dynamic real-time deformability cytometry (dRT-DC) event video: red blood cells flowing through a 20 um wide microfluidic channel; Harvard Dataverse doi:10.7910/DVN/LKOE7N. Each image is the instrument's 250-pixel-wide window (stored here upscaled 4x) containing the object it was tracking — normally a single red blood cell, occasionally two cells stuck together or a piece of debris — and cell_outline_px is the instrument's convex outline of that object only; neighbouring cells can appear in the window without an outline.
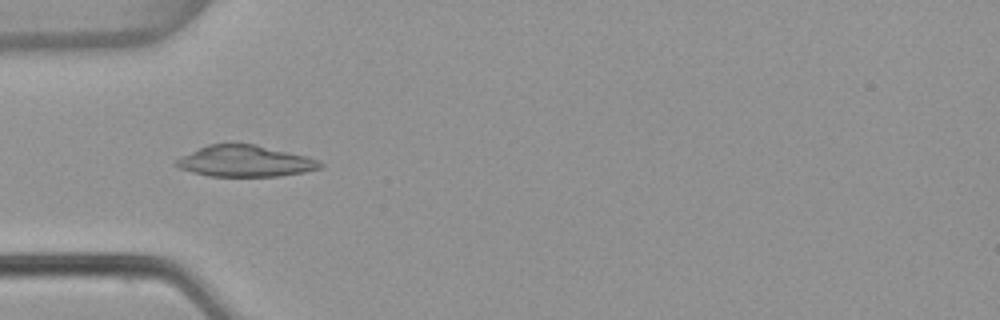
{"species": "common noctule bat (a hibernating species)", "species_latin": "Nyctalus noctula", "temperature_condition": "warm", "stored_images_in_passage": 53, "camera_frame_rate_fps": 3000, "um_per_image_px": 0.085, "animal": {"sex": "female", "body_mass_g": 22.7, "forearm_length_mm": 54.2}, "frame": {"image": 1, "passage_image": 17, "time_ms": 5.333, "image_size_px": [1000, 320], "cell_outline_px": [[324, 164], [320, 168], [304, 172], [280, 176], [208, 176], [192, 172], [180, 168], [172, 164], [172, 160], [208, 144], [232, 140], [256, 144], [308, 156], [320, 160]], "centroid_in_image_um": [20.8, 13.66], "position_along_channel_um": 64.2, "area_um2": 27.11}}
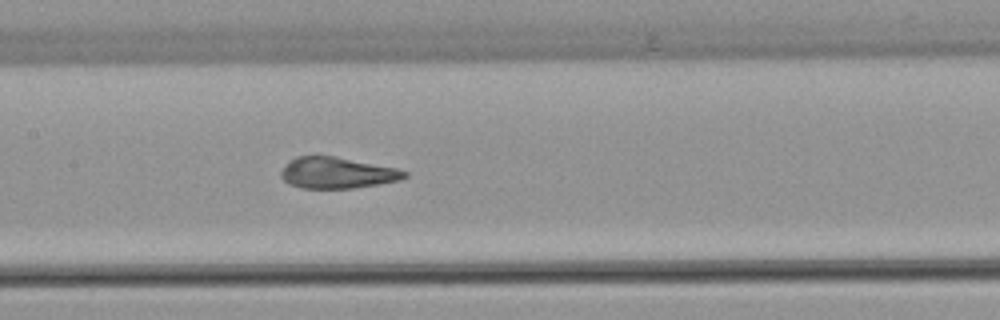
{"frame": {"image": 2, "passage_image": 26, "time_ms": 8.333, "image_size_px": [1000, 320], "cell_outline_px": [[408, 176], [400, 180], [352, 188], [300, 188], [288, 184], [280, 176], [280, 172], [288, 160], [296, 156], [332, 156], [396, 168], [408, 172]], "centroid_in_image_um": [28.6, 14.69], "position_along_channel_um": 178.8, "area_um2": 22.31}}
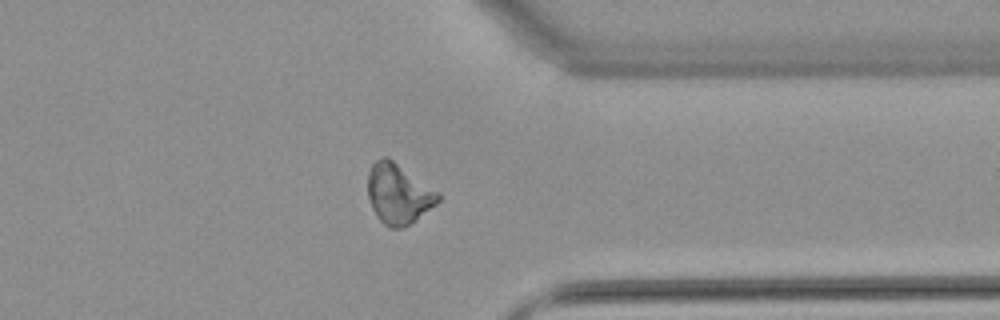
{"frame": {"image": 3, "passage_image": 42, "time_ms": 13.667, "image_size_px": [1000, 320], "cell_outline_px": [[440, 200], [436, 204], [416, 220], [404, 228], [388, 228], [376, 216], [372, 208], [368, 196], [368, 172], [372, 164], [380, 156], [388, 156], [440, 192]], "centroid_in_image_um": [33.87, 16.46], "position_along_channel_um": 377.5, "area_um2": 24.97}, "authors_computed_cell_mechanics": {"area_um2": 24.2182, "velocity_mm_per_s": 3.8429, "shape_relaxation_time_tau1_ms": 9.771, "shape_relaxation_time_tau2_ms": 1.1484, "deformation_change_tau1": 0.1918, "deformation_change_tau2": 0.0511}}